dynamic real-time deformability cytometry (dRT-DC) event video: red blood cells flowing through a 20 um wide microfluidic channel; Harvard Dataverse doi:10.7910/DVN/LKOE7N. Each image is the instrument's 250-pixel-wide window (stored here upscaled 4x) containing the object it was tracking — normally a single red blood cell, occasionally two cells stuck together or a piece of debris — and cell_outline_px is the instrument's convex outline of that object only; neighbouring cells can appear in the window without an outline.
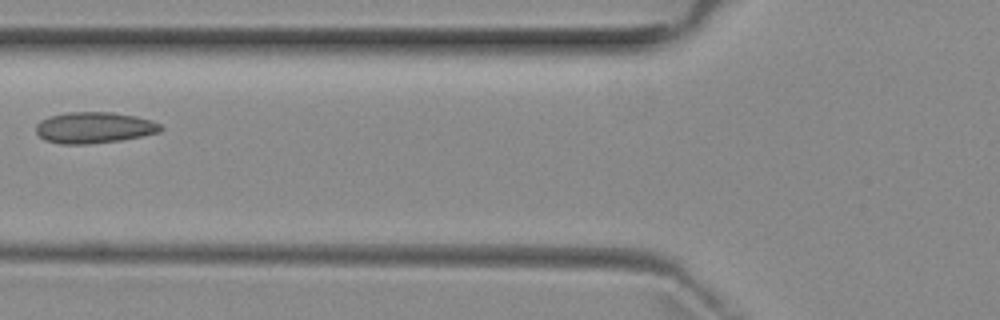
{"species": "common noctule bat (a hibernating species)", "species_latin": "Nyctalus noctula", "temperature_condition": "room temperature", "stored_images_in_passage": 6, "camera_frame_rate_fps": 3000, "um_per_image_px": 0.085, "animal": {"sex": "female", "body_mass_g": 29.2, "forearm_length_mm": 56.3}, "frame": {"image": 1, "passage_image": 6, "time_ms": 5.667, "image_size_px": [1000, 320], "cell_outline_px": [[164, 128], [160, 132], [120, 140], [88, 144], [60, 144], [44, 140], [36, 132], [36, 124], [40, 120], [48, 116], [68, 112], [112, 112], [136, 116], [152, 120], [160, 124]], "centroid_in_image_um": [7.99, 10.84], "position_along_channel_um": 117.8, "area_um2": 22.77}}